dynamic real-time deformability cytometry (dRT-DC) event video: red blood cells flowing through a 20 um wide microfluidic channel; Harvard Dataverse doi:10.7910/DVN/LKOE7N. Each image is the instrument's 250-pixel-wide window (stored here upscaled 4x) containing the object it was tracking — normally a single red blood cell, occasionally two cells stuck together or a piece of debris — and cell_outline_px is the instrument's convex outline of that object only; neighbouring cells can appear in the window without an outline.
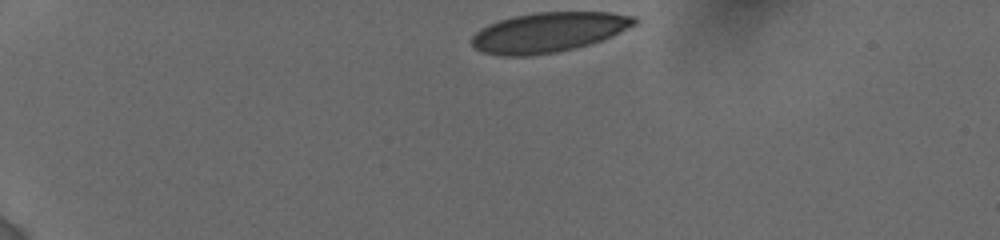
{"species": "human", "species_latin": "Homo sapiens", "temperature_condition": "cold", "stored_images_in_passage": 35, "camera_frame_rate_fps": 3000, "um_per_image_px": 0.085, "donor": {"sex": "female"}, "frame": {"image": 1, "passage_image": 1, "time_ms": 0.0, "image_size_px": [1000, 240], "cell_outline_px": [[640, 20], [636, 24], [612, 36], [588, 44], [556, 52], [528, 56], [500, 56], [484, 52], [476, 48], [472, 44], [472, 36], [480, 28], [488, 24], [512, 16], [536, 12], [612, 12], [636, 16]], "centroid_in_image_um": [46.64, 2.73], "position_along_channel_um": 38.4, "area_um2": 37.8}}
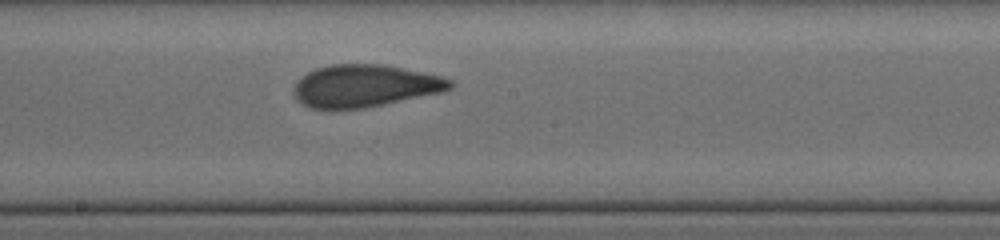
{"frame": {"image": 2, "passage_image": 20, "time_ms": 6.667, "image_size_px": [1000, 240], "cell_outline_px": [[456, 84], [452, 88], [440, 92], [384, 104], [364, 108], [312, 108], [304, 104], [296, 96], [292, 88], [296, 80], [308, 72], [316, 68], [332, 64], [384, 64], [440, 76], [452, 80]], "centroid_in_image_um": [31.01, 7.28], "position_along_channel_um": 217.2, "area_um2": 38.21}}
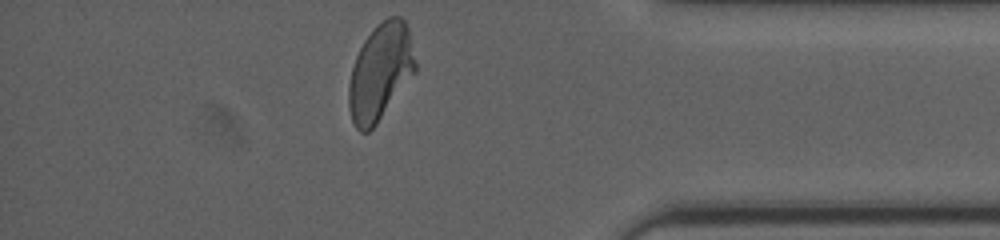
{"frame": {"image": 3, "passage_image": 35, "time_ms": 12.0, "image_size_px": [1000, 240], "cell_outline_px": [[416, 72], [376, 124], [368, 132], [360, 132], [356, 128], [352, 120], [348, 108], [348, 84], [352, 68], [356, 56], [364, 40], [376, 24], [388, 16], [400, 16], [404, 20], [408, 28], [416, 64]], "centroid_in_image_um": [32.32, 6.11], "position_along_channel_um": 402.9, "area_um2": 37.45}, "authors_computed_cell_mechanics": {"area_um2": 38.6682, "velocity_mm_per_s": 3.8312, "shape_relaxation_time_tau1_ms": 6.6577, "shape_relaxation_time_tau2_ms": 0.8104, "deformation_change_tau1": 0.1864, "deformation_change_tau2": 0.0623}}